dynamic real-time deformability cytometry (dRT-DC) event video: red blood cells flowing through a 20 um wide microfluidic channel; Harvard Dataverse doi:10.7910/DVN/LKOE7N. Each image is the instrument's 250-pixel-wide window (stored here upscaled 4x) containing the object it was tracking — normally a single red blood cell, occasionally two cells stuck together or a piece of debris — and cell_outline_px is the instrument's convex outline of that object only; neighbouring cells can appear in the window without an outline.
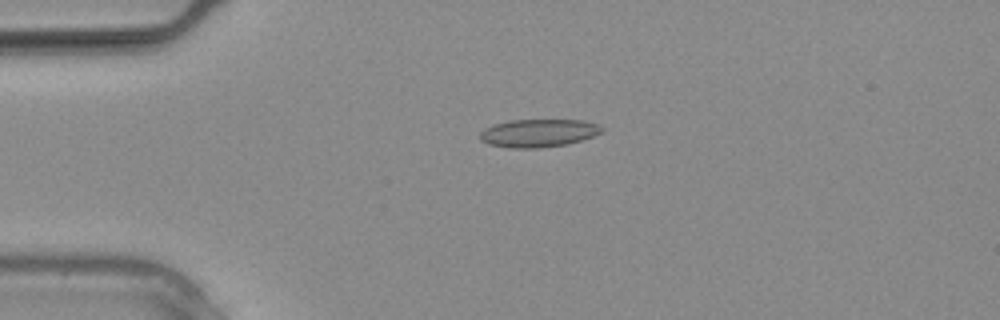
{"species": "common noctule bat (a hibernating species)", "species_latin": "Nyctalus noctula", "temperature_condition": "warm", "stored_images_in_passage": 12, "camera_frame_rate_fps": 3000, "um_per_image_px": 0.085, "animal": {"sex": "male", "body_mass_g": 20.4}, "frame": {"image": 1, "passage_image": 7, "time_ms": 2.0, "image_size_px": [1000, 320], "cell_outline_px": [[604, 132], [568, 144], [540, 148], [508, 148], [488, 144], [480, 140], [480, 132], [484, 128], [508, 120], [584, 120], [600, 124], [604, 128]], "centroid_in_image_um": [45.79, 11.31], "position_along_channel_um": 39.2, "area_um2": 20.06}}